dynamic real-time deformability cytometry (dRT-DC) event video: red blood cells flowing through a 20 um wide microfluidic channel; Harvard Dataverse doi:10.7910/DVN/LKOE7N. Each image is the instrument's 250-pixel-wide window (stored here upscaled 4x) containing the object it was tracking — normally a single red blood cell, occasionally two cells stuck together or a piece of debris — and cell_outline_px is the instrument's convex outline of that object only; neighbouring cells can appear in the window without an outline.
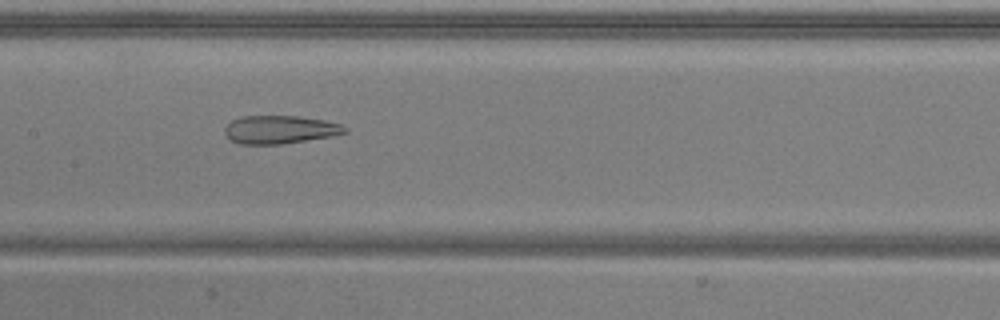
{"species": "common noctule bat (a hibernating species)", "species_latin": "Nyctalus noctula", "temperature_condition": "warm", "stored_images_in_passage": 51, "camera_frame_rate_fps": 3000, "um_per_image_px": 0.085, "animal": {"sex": "male", "body_mass_g": 20.5, "forearm_length_mm": 52.5}, "frame": {"image": 1, "passage_image": 25, "time_ms": 8.0, "image_size_px": [1000, 320], "cell_outline_px": [[348, 132], [336, 136], [280, 144], [236, 144], [224, 132], [224, 128], [232, 120], [244, 116], [300, 116], [324, 120], [340, 124], [348, 128]], "centroid_in_image_um": [23.84, 11.02], "position_along_channel_um": 183.6, "area_um2": 19.83}}
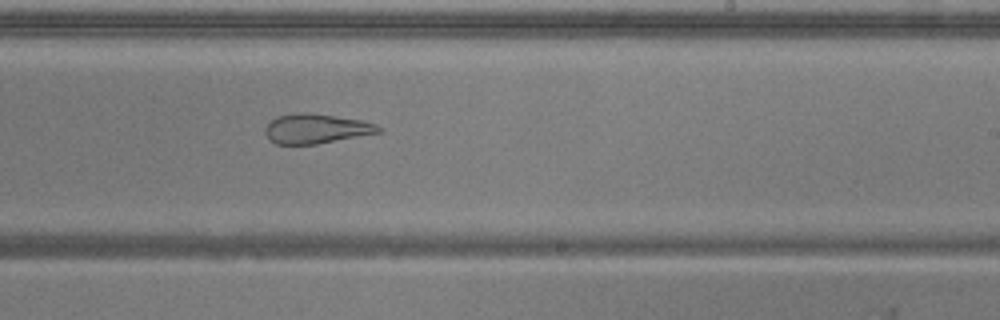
{"frame": {"image": 2, "passage_image": 31, "time_ms": 10.0, "image_size_px": [1000, 320], "cell_outline_px": [[384, 128], [380, 132], [316, 144], [276, 144], [264, 132], [264, 128], [276, 116], [292, 112], [308, 112], [360, 120], [376, 124]], "centroid_in_image_um": [26.85, 10.92], "position_along_channel_um": 262.1, "area_um2": 19.48}}
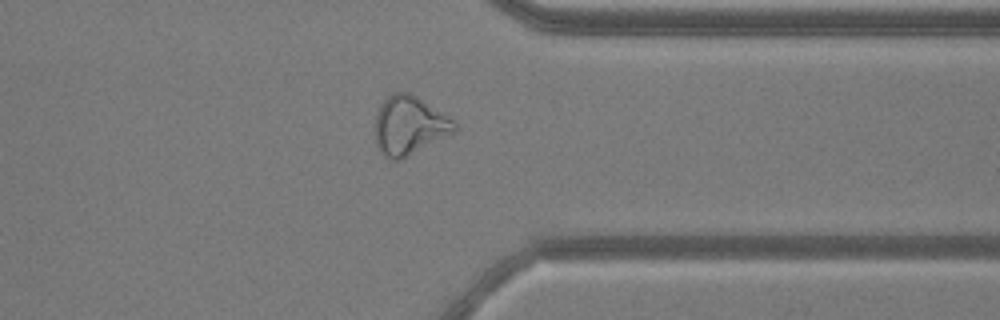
{"frame": {"image": 3, "passage_image": 40, "time_ms": 13.0, "image_size_px": [1000, 320], "cell_outline_px": [[456, 132], [400, 160], [392, 160], [384, 156], [380, 152], [376, 144], [376, 112], [380, 104], [392, 92], [408, 92], [416, 96], [456, 120]], "centroid_in_image_um": [34.8, 10.67], "position_along_channel_um": 376.6, "area_um2": 27.28}, "authors_computed_cell_mechanics": {"area_um2": 28.0908, "velocity_mm_per_s": 3.9446, "shape_relaxation_time_tau1_ms": null, "shape_relaxation_time_tau2_ms": 2.3918, "deformation_change_tau1": null, "deformation_change_tau2": 0.1284}}